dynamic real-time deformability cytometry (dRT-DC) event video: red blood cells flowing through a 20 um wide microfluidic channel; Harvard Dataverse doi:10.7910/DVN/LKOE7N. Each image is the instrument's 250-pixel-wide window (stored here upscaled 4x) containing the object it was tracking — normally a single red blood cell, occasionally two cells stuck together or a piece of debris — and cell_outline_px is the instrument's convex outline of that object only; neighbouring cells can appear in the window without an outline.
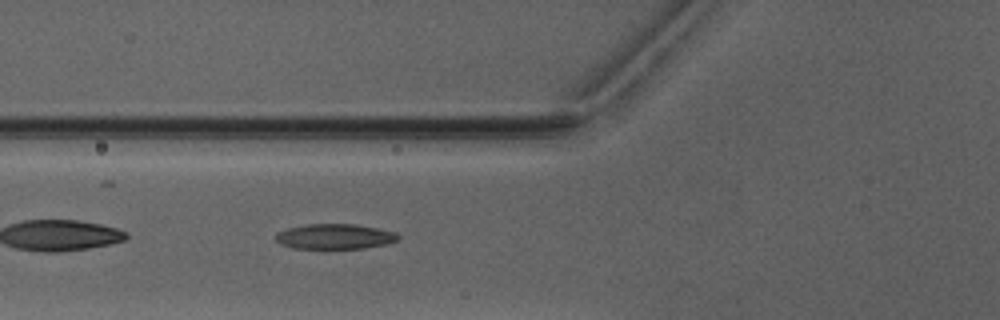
{"species": "Egyptian fruit bat (a non-hibernating species)", "species_latin": "Rousettus aegyptiacus", "temperature_condition": "warm", "stored_images_in_passage": 8, "camera_frame_rate_fps": 3000, "um_per_image_px": 0.085, "animal": {"sex": "male"}, "frame": {"image": 1, "passage_image": 8, "time_ms": 11.0, "image_size_px": [1000, 320], "cell_outline_px": [[400, 240], [388, 244], [364, 248], [292, 248], [280, 244], [276, 240], [276, 232], [288, 228], [304, 224], [356, 224], [396, 232], [400, 236]], "centroid_in_image_um": [28.48, 20.1], "position_along_channel_um": 97.3, "area_um2": 18.09}}